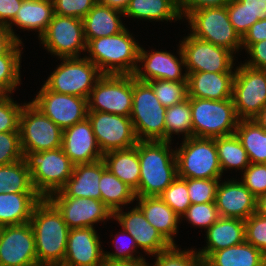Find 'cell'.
I'll return each mask as SVG.
<instances>
[{
  "mask_svg": "<svg viewBox=\"0 0 266 266\" xmlns=\"http://www.w3.org/2000/svg\"><path fill=\"white\" fill-rule=\"evenodd\" d=\"M124 16L153 21L182 19L179 0H130Z\"/></svg>",
  "mask_w": 266,
  "mask_h": 266,
  "instance_id": "obj_33",
  "label": "cell"
},
{
  "mask_svg": "<svg viewBox=\"0 0 266 266\" xmlns=\"http://www.w3.org/2000/svg\"><path fill=\"white\" fill-rule=\"evenodd\" d=\"M35 235L30 222L0 229V266H29L37 263Z\"/></svg>",
  "mask_w": 266,
  "mask_h": 266,
  "instance_id": "obj_17",
  "label": "cell"
},
{
  "mask_svg": "<svg viewBox=\"0 0 266 266\" xmlns=\"http://www.w3.org/2000/svg\"><path fill=\"white\" fill-rule=\"evenodd\" d=\"M257 198L240 181L218 184L215 204L221 217L248 219L256 212Z\"/></svg>",
  "mask_w": 266,
  "mask_h": 266,
  "instance_id": "obj_23",
  "label": "cell"
},
{
  "mask_svg": "<svg viewBox=\"0 0 266 266\" xmlns=\"http://www.w3.org/2000/svg\"><path fill=\"white\" fill-rule=\"evenodd\" d=\"M205 266H265V254L252 244H241L212 252Z\"/></svg>",
  "mask_w": 266,
  "mask_h": 266,
  "instance_id": "obj_32",
  "label": "cell"
},
{
  "mask_svg": "<svg viewBox=\"0 0 266 266\" xmlns=\"http://www.w3.org/2000/svg\"><path fill=\"white\" fill-rule=\"evenodd\" d=\"M179 58L167 51H145L139 48L138 63H144V71L138 65L133 74L136 80L149 82L150 80L187 81V73L182 75V68L185 66L184 55L181 47L178 51ZM183 65V66H182Z\"/></svg>",
  "mask_w": 266,
  "mask_h": 266,
  "instance_id": "obj_19",
  "label": "cell"
},
{
  "mask_svg": "<svg viewBox=\"0 0 266 266\" xmlns=\"http://www.w3.org/2000/svg\"><path fill=\"white\" fill-rule=\"evenodd\" d=\"M23 159L19 132L0 133V166Z\"/></svg>",
  "mask_w": 266,
  "mask_h": 266,
  "instance_id": "obj_46",
  "label": "cell"
},
{
  "mask_svg": "<svg viewBox=\"0 0 266 266\" xmlns=\"http://www.w3.org/2000/svg\"><path fill=\"white\" fill-rule=\"evenodd\" d=\"M235 73L194 72L187 76L188 97L210 100L232 98Z\"/></svg>",
  "mask_w": 266,
  "mask_h": 266,
  "instance_id": "obj_25",
  "label": "cell"
},
{
  "mask_svg": "<svg viewBox=\"0 0 266 266\" xmlns=\"http://www.w3.org/2000/svg\"><path fill=\"white\" fill-rule=\"evenodd\" d=\"M94 227L72 228L62 266H100L104 251Z\"/></svg>",
  "mask_w": 266,
  "mask_h": 266,
  "instance_id": "obj_22",
  "label": "cell"
},
{
  "mask_svg": "<svg viewBox=\"0 0 266 266\" xmlns=\"http://www.w3.org/2000/svg\"><path fill=\"white\" fill-rule=\"evenodd\" d=\"M220 179H187L191 204L215 202Z\"/></svg>",
  "mask_w": 266,
  "mask_h": 266,
  "instance_id": "obj_44",
  "label": "cell"
},
{
  "mask_svg": "<svg viewBox=\"0 0 266 266\" xmlns=\"http://www.w3.org/2000/svg\"><path fill=\"white\" fill-rule=\"evenodd\" d=\"M266 40V19L258 20L242 38V46L247 50L253 43Z\"/></svg>",
  "mask_w": 266,
  "mask_h": 266,
  "instance_id": "obj_54",
  "label": "cell"
},
{
  "mask_svg": "<svg viewBox=\"0 0 266 266\" xmlns=\"http://www.w3.org/2000/svg\"><path fill=\"white\" fill-rule=\"evenodd\" d=\"M87 118L102 154L132 148L139 141L130 117L88 111Z\"/></svg>",
  "mask_w": 266,
  "mask_h": 266,
  "instance_id": "obj_15",
  "label": "cell"
},
{
  "mask_svg": "<svg viewBox=\"0 0 266 266\" xmlns=\"http://www.w3.org/2000/svg\"><path fill=\"white\" fill-rule=\"evenodd\" d=\"M23 0H0V26L7 27L15 18Z\"/></svg>",
  "mask_w": 266,
  "mask_h": 266,
  "instance_id": "obj_56",
  "label": "cell"
},
{
  "mask_svg": "<svg viewBox=\"0 0 266 266\" xmlns=\"http://www.w3.org/2000/svg\"><path fill=\"white\" fill-rule=\"evenodd\" d=\"M34 190L41 198L60 191L71 177L74 164L62 148L48 151H23Z\"/></svg>",
  "mask_w": 266,
  "mask_h": 266,
  "instance_id": "obj_4",
  "label": "cell"
},
{
  "mask_svg": "<svg viewBox=\"0 0 266 266\" xmlns=\"http://www.w3.org/2000/svg\"><path fill=\"white\" fill-rule=\"evenodd\" d=\"M157 99L164 107H171L188 99L187 81L150 80Z\"/></svg>",
  "mask_w": 266,
  "mask_h": 266,
  "instance_id": "obj_40",
  "label": "cell"
},
{
  "mask_svg": "<svg viewBox=\"0 0 266 266\" xmlns=\"http://www.w3.org/2000/svg\"><path fill=\"white\" fill-rule=\"evenodd\" d=\"M61 148L74 165L94 163L103 157L88 118L63 130Z\"/></svg>",
  "mask_w": 266,
  "mask_h": 266,
  "instance_id": "obj_21",
  "label": "cell"
},
{
  "mask_svg": "<svg viewBox=\"0 0 266 266\" xmlns=\"http://www.w3.org/2000/svg\"><path fill=\"white\" fill-rule=\"evenodd\" d=\"M61 60L43 85L53 92L88 99L95 83L103 74L86 57Z\"/></svg>",
  "mask_w": 266,
  "mask_h": 266,
  "instance_id": "obj_9",
  "label": "cell"
},
{
  "mask_svg": "<svg viewBox=\"0 0 266 266\" xmlns=\"http://www.w3.org/2000/svg\"><path fill=\"white\" fill-rule=\"evenodd\" d=\"M245 241L266 255V217L258 213L245 220Z\"/></svg>",
  "mask_w": 266,
  "mask_h": 266,
  "instance_id": "obj_47",
  "label": "cell"
},
{
  "mask_svg": "<svg viewBox=\"0 0 266 266\" xmlns=\"http://www.w3.org/2000/svg\"><path fill=\"white\" fill-rule=\"evenodd\" d=\"M214 139L222 173L231 168L243 171L249 166L247 152L236 134L215 137Z\"/></svg>",
  "mask_w": 266,
  "mask_h": 266,
  "instance_id": "obj_37",
  "label": "cell"
},
{
  "mask_svg": "<svg viewBox=\"0 0 266 266\" xmlns=\"http://www.w3.org/2000/svg\"><path fill=\"white\" fill-rule=\"evenodd\" d=\"M54 15L52 0H23L14 20L6 27L19 41L13 31V24L21 29L38 30L39 37L45 32Z\"/></svg>",
  "mask_w": 266,
  "mask_h": 266,
  "instance_id": "obj_29",
  "label": "cell"
},
{
  "mask_svg": "<svg viewBox=\"0 0 266 266\" xmlns=\"http://www.w3.org/2000/svg\"><path fill=\"white\" fill-rule=\"evenodd\" d=\"M101 201L114 213L121 209L123 205L135 201L134 191L107 168L102 172L99 181Z\"/></svg>",
  "mask_w": 266,
  "mask_h": 266,
  "instance_id": "obj_35",
  "label": "cell"
},
{
  "mask_svg": "<svg viewBox=\"0 0 266 266\" xmlns=\"http://www.w3.org/2000/svg\"><path fill=\"white\" fill-rule=\"evenodd\" d=\"M159 197L181 218L191 205L187 179L177 178L159 195Z\"/></svg>",
  "mask_w": 266,
  "mask_h": 266,
  "instance_id": "obj_41",
  "label": "cell"
},
{
  "mask_svg": "<svg viewBox=\"0 0 266 266\" xmlns=\"http://www.w3.org/2000/svg\"><path fill=\"white\" fill-rule=\"evenodd\" d=\"M249 13V28L258 20L266 19V0H239Z\"/></svg>",
  "mask_w": 266,
  "mask_h": 266,
  "instance_id": "obj_55",
  "label": "cell"
},
{
  "mask_svg": "<svg viewBox=\"0 0 266 266\" xmlns=\"http://www.w3.org/2000/svg\"><path fill=\"white\" fill-rule=\"evenodd\" d=\"M155 257L153 266H205L204 259L196 251H182L177 245L158 253Z\"/></svg>",
  "mask_w": 266,
  "mask_h": 266,
  "instance_id": "obj_42",
  "label": "cell"
},
{
  "mask_svg": "<svg viewBox=\"0 0 266 266\" xmlns=\"http://www.w3.org/2000/svg\"><path fill=\"white\" fill-rule=\"evenodd\" d=\"M122 15L124 16L122 11L97 2L83 18L86 42L88 43L91 39L108 37L123 31L125 26L121 22L120 17Z\"/></svg>",
  "mask_w": 266,
  "mask_h": 266,
  "instance_id": "obj_28",
  "label": "cell"
},
{
  "mask_svg": "<svg viewBox=\"0 0 266 266\" xmlns=\"http://www.w3.org/2000/svg\"><path fill=\"white\" fill-rule=\"evenodd\" d=\"M24 104L14 102L11 96H0V133L19 132L20 114Z\"/></svg>",
  "mask_w": 266,
  "mask_h": 266,
  "instance_id": "obj_45",
  "label": "cell"
},
{
  "mask_svg": "<svg viewBox=\"0 0 266 266\" xmlns=\"http://www.w3.org/2000/svg\"><path fill=\"white\" fill-rule=\"evenodd\" d=\"M139 48V43L125 28L118 34L91 39L86 47L89 57H85L102 74L133 75L138 66Z\"/></svg>",
  "mask_w": 266,
  "mask_h": 266,
  "instance_id": "obj_3",
  "label": "cell"
},
{
  "mask_svg": "<svg viewBox=\"0 0 266 266\" xmlns=\"http://www.w3.org/2000/svg\"><path fill=\"white\" fill-rule=\"evenodd\" d=\"M175 150L177 175L183 179H221L214 138L189 137Z\"/></svg>",
  "mask_w": 266,
  "mask_h": 266,
  "instance_id": "obj_5",
  "label": "cell"
},
{
  "mask_svg": "<svg viewBox=\"0 0 266 266\" xmlns=\"http://www.w3.org/2000/svg\"><path fill=\"white\" fill-rule=\"evenodd\" d=\"M207 246L197 251L205 260L212 252L241 244L245 241V221L220 217L206 231Z\"/></svg>",
  "mask_w": 266,
  "mask_h": 266,
  "instance_id": "obj_26",
  "label": "cell"
},
{
  "mask_svg": "<svg viewBox=\"0 0 266 266\" xmlns=\"http://www.w3.org/2000/svg\"><path fill=\"white\" fill-rule=\"evenodd\" d=\"M235 134L252 164L266 163V131L254 120H239Z\"/></svg>",
  "mask_w": 266,
  "mask_h": 266,
  "instance_id": "obj_34",
  "label": "cell"
},
{
  "mask_svg": "<svg viewBox=\"0 0 266 266\" xmlns=\"http://www.w3.org/2000/svg\"><path fill=\"white\" fill-rule=\"evenodd\" d=\"M29 266H57L55 264H49V263H40V262H37L35 264H32V265H29Z\"/></svg>",
  "mask_w": 266,
  "mask_h": 266,
  "instance_id": "obj_62",
  "label": "cell"
},
{
  "mask_svg": "<svg viewBox=\"0 0 266 266\" xmlns=\"http://www.w3.org/2000/svg\"><path fill=\"white\" fill-rule=\"evenodd\" d=\"M100 266H150L145 259L121 261V260H108L105 259Z\"/></svg>",
  "mask_w": 266,
  "mask_h": 266,
  "instance_id": "obj_58",
  "label": "cell"
},
{
  "mask_svg": "<svg viewBox=\"0 0 266 266\" xmlns=\"http://www.w3.org/2000/svg\"><path fill=\"white\" fill-rule=\"evenodd\" d=\"M229 21L241 38L249 30V13L239 0H231L226 5Z\"/></svg>",
  "mask_w": 266,
  "mask_h": 266,
  "instance_id": "obj_50",
  "label": "cell"
},
{
  "mask_svg": "<svg viewBox=\"0 0 266 266\" xmlns=\"http://www.w3.org/2000/svg\"><path fill=\"white\" fill-rule=\"evenodd\" d=\"M47 199L61 213L70 229L93 227L96 222H103L113 217L112 211L101 200L81 197H48Z\"/></svg>",
  "mask_w": 266,
  "mask_h": 266,
  "instance_id": "obj_18",
  "label": "cell"
},
{
  "mask_svg": "<svg viewBox=\"0 0 266 266\" xmlns=\"http://www.w3.org/2000/svg\"><path fill=\"white\" fill-rule=\"evenodd\" d=\"M254 120L266 131V105L260 110Z\"/></svg>",
  "mask_w": 266,
  "mask_h": 266,
  "instance_id": "obj_61",
  "label": "cell"
},
{
  "mask_svg": "<svg viewBox=\"0 0 266 266\" xmlns=\"http://www.w3.org/2000/svg\"><path fill=\"white\" fill-rule=\"evenodd\" d=\"M41 199L37 193H0V227L30 222Z\"/></svg>",
  "mask_w": 266,
  "mask_h": 266,
  "instance_id": "obj_30",
  "label": "cell"
},
{
  "mask_svg": "<svg viewBox=\"0 0 266 266\" xmlns=\"http://www.w3.org/2000/svg\"><path fill=\"white\" fill-rule=\"evenodd\" d=\"M191 35L216 46L224 47L232 53L242 47V38L229 21L224 7L202 8L192 11L187 17Z\"/></svg>",
  "mask_w": 266,
  "mask_h": 266,
  "instance_id": "obj_8",
  "label": "cell"
},
{
  "mask_svg": "<svg viewBox=\"0 0 266 266\" xmlns=\"http://www.w3.org/2000/svg\"><path fill=\"white\" fill-rule=\"evenodd\" d=\"M0 193H36L23 159L0 166Z\"/></svg>",
  "mask_w": 266,
  "mask_h": 266,
  "instance_id": "obj_36",
  "label": "cell"
},
{
  "mask_svg": "<svg viewBox=\"0 0 266 266\" xmlns=\"http://www.w3.org/2000/svg\"><path fill=\"white\" fill-rule=\"evenodd\" d=\"M232 100L239 120H252L266 105V70L242 64L235 68Z\"/></svg>",
  "mask_w": 266,
  "mask_h": 266,
  "instance_id": "obj_11",
  "label": "cell"
},
{
  "mask_svg": "<svg viewBox=\"0 0 266 266\" xmlns=\"http://www.w3.org/2000/svg\"><path fill=\"white\" fill-rule=\"evenodd\" d=\"M135 199L147 221L171 246H176L174 235L178 232L180 217L159 196Z\"/></svg>",
  "mask_w": 266,
  "mask_h": 266,
  "instance_id": "obj_27",
  "label": "cell"
},
{
  "mask_svg": "<svg viewBox=\"0 0 266 266\" xmlns=\"http://www.w3.org/2000/svg\"><path fill=\"white\" fill-rule=\"evenodd\" d=\"M19 41L4 26H0V56L6 55Z\"/></svg>",
  "mask_w": 266,
  "mask_h": 266,
  "instance_id": "obj_57",
  "label": "cell"
},
{
  "mask_svg": "<svg viewBox=\"0 0 266 266\" xmlns=\"http://www.w3.org/2000/svg\"><path fill=\"white\" fill-rule=\"evenodd\" d=\"M185 133L184 139L192 137V116L190 97L185 101L166 108L165 141L171 142L172 134Z\"/></svg>",
  "mask_w": 266,
  "mask_h": 266,
  "instance_id": "obj_38",
  "label": "cell"
},
{
  "mask_svg": "<svg viewBox=\"0 0 266 266\" xmlns=\"http://www.w3.org/2000/svg\"><path fill=\"white\" fill-rule=\"evenodd\" d=\"M231 0H179V8L182 18L202 8L224 7Z\"/></svg>",
  "mask_w": 266,
  "mask_h": 266,
  "instance_id": "obj_52",
  "label": "cell"
},
{
  "mask_svg": "<svg viewBox=\"0 0 266 266\" xmlns=\"http://www.w3.org/2000/svg\"><path fill=\"white\" fill-rule=\"evenodd\" d=\"M30 224L38 262L62 266L70 228L61 213L47 198H42L32 211Z\"/></svg>",
  "mask_w": 266,
  "mask_h": 266,
  "instance_id": "obj_2",
  "label": "cell"
},
{
  "mask_svg": "<svg viewBox=\"0 0 266 266\" xmlns=\"http://www.w3.org/2000/svg\"><path fill=\"white\" fill-rule=\"evenodd\" d=\"M169 141H138L140 180L136 197L159 196L176 178L175 150Z\"/></svg>",
  "mask_w": 266,
  "mask_h": 266,
  "instance_id": "obj_1",
  "label": "cell"
},
{
  "mask_svg": "<svg viewBox=\"0 0 266 266\" xmlns=\"http://www.w3.org/2000/svg\"><path fill=\"white\" fill-rule=\"evenodd\" d=\"M54 14L83 19L98 0H52Z\"/></svg>",
  "mask_w": 266,
  "mask_h": 266,
  "instance_id": "obj_49",
  "label": "cell"
},
{
  "mask_svg": "<svg viewBox=\"0 0 266 266\" xmlns=\"http://www.w3.org/2000/svg\"><path fill=\"white\" fill-rule=\"evenodd\" d=\"M165 112L151 85L133 76L130 119L139 141H165Z\"/></svg>",
  "mask_w": 266,
  "mask_h": 266,
  "instance_id": "obj_6",
  "label": "cell"
},
{
  "mask_svg": "<svg viewBox=\"0 0 266 266\" xmlns=\"http://www.w3.org/2000/svg\"><path fill=\"white\" fill-rule=\"evenodd\" d=\"M133 102V75L103 74L88 98V111L130 117Z\"/></svg>",
  "mask_w": 266,
  "mask_h": 266,
  "instance_id": "obj_10",
  "label": "cell"
},
{
  "mask_svg": "<svg viewBox=\"0 0 266 266\" xmlns=\"http://www.w3.org/2000/svg\"><path fill=\"white\" fill-rule=\"evenodd\" d=\"M120 234L121 235L124 234V236L127 234V236L130 237V240L128 241L129 243L127 245L125 244L126 242L123 243L122 240H121L120 245H119V241L118 240H120L119 239L120 238L119 237ZM115 238H117V239H115L113 242L115 243L116 252L115 253H110V252H106L105 253L104 252V258L105 259H108V260H121V261H131V260L144 259L143 256H141V257L140 256H136L135 257L134 255H132L134 252H136L137 244L135 242L134 237L132 235L128 234L126 230L123 229V231L121 233L119 232V234H117V237H115Z\"/></svg>",
  "mask_w": 266,
  "mask_h": 266,
  "instance_id": "obj_51",
  "label": "cell"
},
{
  "mask_svg": "<svg viewBox=\"0 0 266 266\" xmlns=\"http://www.w3.org/2000/svg\"><path fill=\"white\" fill-rule=\"evenodd\" d=\"M102 160L106 168L134 192L140 180V162L138 150L134 146L129 149L114 150L103 154Z\"/></svg>",
  "mask_w": 266,
  "mask_h": 266,
  "instance_id": "obj_31",
  "label": "cell"
},
{
  "mask_svg": "<svg viewBox=\"0 0 266 266\" xmlns=\"http://www.w3.org/2000/svg\"><path fill=\"white\" fill-rule=\"evenodd\" d=\"M246 51L251 58L244 63L246 66L266 70V40L253 43Z\"/></svg>",
  "mask_w": 266,
  "mask_h": 266,
  "instance_id": "obj_53",
  "label": "cell"
},
{
  "mask_svg": "<svg viewBox=\"0 0 266 266\" xmlns=\"http://www.w3.org/2000/svg\"><path fill=\"white\" fill-rule=\"evenodd\" d=\"M39 38L48 52L59 58H79L81 51L86 52L83 19L80 18L54 14Z\"/></svg>",
  "mask_w": 266,
  "mask_h": 266,
  "instance_id": "obj_13",
  "label": "cell"
},
{
  "mask_svg": "<svg viewBox=\"0 0 266 266\" xmlns=\"http://www.w3.org/2000/svg\"><path fill=\"white\" fill-rule=\"evenodd\" d=\"M129 1L130 0H98V3L124 12Z\"/></svg>",
  "mask_w": 266,
  "mask_h": 266,
  "instance_id": "obj_59",
  "label": "cell"
},
{
  "mask_svg": "<svg viewBox=\"0 0 266 266\" xmlns=\"http://www.w3.org/2000/svg\"><path fill=\"white\" fill-rule=\"evenodd\" d=\"M187 75L194 72L236 73L231 51L189 34L180 43Z\"/></svg>",
  "mask_w": 266,
  "mask_h": 266,
  "instance_id": "obj_14",
  "label": "cell"
},
{
  "mask_svg": "<svg viewBox=\"0 0 266 266\" xmlns=\"http://www.w3.org/2000/svg\"><path fill=\"white\" fill-rule=\"evenodd\" d=\"M192 136L215 138L235 134L238 124L232 98L210 100L190 97Z\"/></svg>",
  "mask_w": 266,
  "mask_h": 266,
  "instance_id": "obj_7",
  "label": "cell"
},
{
  "mask_svg": "<svg viewBox=\"0 0 266 266\" xmlns=\"http://www.w3.org/2000/svg\"><path fill=\"white\" fill-rule=\"evenodd\" d=\"M256 213L266 217V193L257 198Z\"/></svg>",
  "mask_w": 266,
  "mask_h": 266,
  "instance_id": "obj_60",
  "label": "cell"
},
{
  "mask_svg": "<svg viewBox=\"0 0 266 266\" xmlns=\"http://www.w3.org/2000/svg\"><path fill=\"white\" fill-rule=\"evenodd\" d=\"M22 151H48L61 147L63 130L32 102L24 103L19 120Z\"/></svg>",
  "mask_w": 266,
  "mask_h": 266,
  "instance_id": "obj_12",
  "label": "cell"
},
{
  "mask_svg": "<svg viewBox=\"0 0 266 266\" xmlns=\"http://www.w3.org/2000/svg\"><path fill=\"white\" fill-rule=\"evenodd\" d=\"M32 103L62 130L83 121L88 115V99L53 92L44 85Z\"/></svg>",
  "mask_w": 266,
  "mask_h": 266,
  "instance_id": "obj_16",
  "label": "cell"
},
{
  "mask_svg": "<svg viewBox=\"0 0 266 266\" xmlns=\"http://www.w3.org/2000/svg\"><path fill=\"white\" fill-rule=\"evenodd\" d=\"M243 172L242 183L256 198L266 193V163H250Z\"/></svg>",
  "mask_w": 266,
  "mask_h": 266,
  "instance_id": "obj_48",
  "label": "cell"
},
{
  "mask_svg": "<svg viewBox=\"0 0 266 266\" xmlns=\"http://www.w3.org/2000/svg\"><path fill=\"white\" fill-rule=\"evenodd\" d=\"M22 42H18L6 55L0 56V96L14 92L20 85Z\"/></svg>",
  "mask_w": 266,
  "mask_h": 266,
  "instance_id": "obj_39",
  "label": "cell"
},
{
  "mask_svg": "<svg viewBox=\"0 0 266 266\" xmlns=\"http://www.w3.org/2000/svg\"><path fill=\"white\" fill-rule=\"evenodd\" d=\"M192 225L205 228L206 230L215 223L221 216L216 208L215 202L191 204L186 213L182 216Z\"/></svg>",
  "mask_w": 266,
  "mask_h": 266,
  "instance_id": "obj_43",
  "label": "cell"
},
{
  "mask_svg": "<svg viewBox=\"0 0 266 266\" xmlns=\"http://www.w3.org/2000/svg\"><path fill=\"white\" fill-rule=\"evenodd\" d=\"M105 169L106 165L102 159L90 164L74 165L72 175L64 187L49 197H81L101 200L99 181Z\"/></svg>",
  "mask_w": 266,
  "mask_h": 266,
  "instance_id": "obj_24",
  "label": "cell"
},
{
  "mask_svg": "<svg viewBox=\"0 0 266 266\" xmlns=\"http://www.w3.org/2000/svg\"><path fill=\"white\" fill-rule=\"evenodd\" d=\"M119 209L113 213V218L121 227L132 235L138 248H142L149 255H157L171 247L146 219L144 213L137 206L128 212Z\"/></svg>",
  "mask_w": 266,
  "mask_h": 266,
  "instance_id": "obj_20",
  "label": "cell"
}]
</instances>
